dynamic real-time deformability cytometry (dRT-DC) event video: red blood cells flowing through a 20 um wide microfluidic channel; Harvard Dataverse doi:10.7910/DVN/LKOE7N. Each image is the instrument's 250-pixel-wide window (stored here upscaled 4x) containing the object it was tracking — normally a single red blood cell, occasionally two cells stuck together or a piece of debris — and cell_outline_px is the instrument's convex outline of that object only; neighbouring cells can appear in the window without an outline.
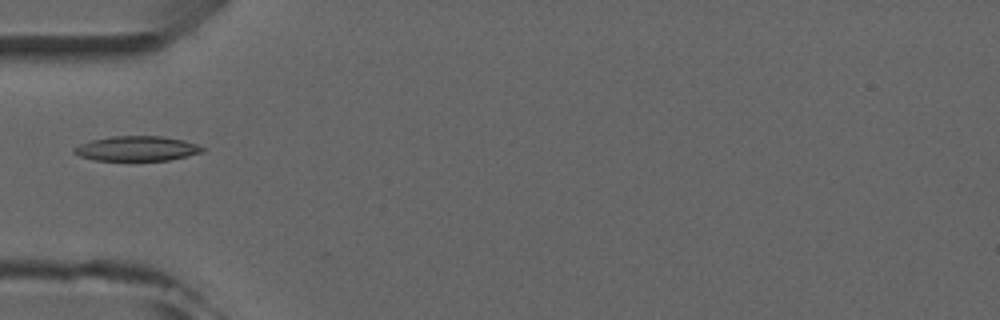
{"species": "common noctule bat (a hibernating species)", "species_latin": "Nyctalus noctula", "temperature_condition": "room temperature", "stored_images_in_passage": 6, "camera_frame_rate_fps": 3000, "um_per_image_px": 0.085, "animal": {"sex": "male", "forearm_length_mm": 52.5}, "frame": {"image": 1, "passage_image": 5, "time_ms": 5.333, "image_size_px": [1000, 320], "cell_outline_px": [[204, 152], [168, 160], [96, 160], [80, 156], [72, 152], [72, 148], [80, 144], [92, 140], [112, 136], [160, 136], [184, 140], [196, 144], [204, 148]], "centroid_in_image_um": [11.62, 12.62], "position_along_channel_um": 73.4, "area_um2": 18.44}}
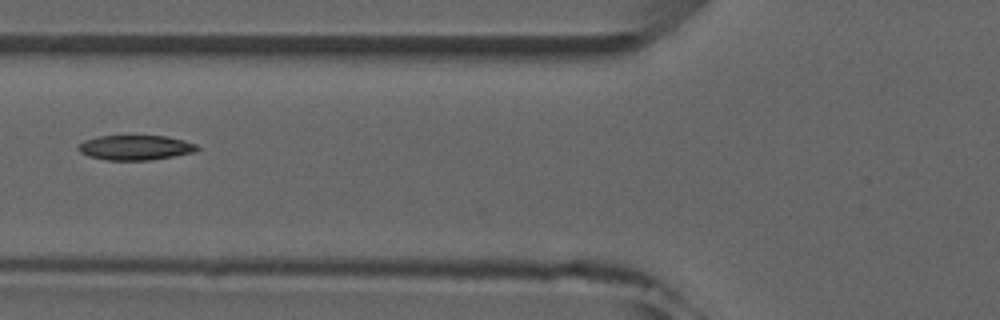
{"frame": {"image": 2, "passage_image": 6, "time_ms": 6.333, "image_size_px": [1000, 320], "cell_outline_px": [[200, 148], [196, 152], [148, 160], [108, 160], [88, 156], [80, 152], [76, 148], [84, 140], [100, 136], [164, 136], [184, 140], [196, 144]], "centroid_in_image_um": [11.51, 12.54], "position_along_channel_um": 114.3, "area_um2": 17.11}}